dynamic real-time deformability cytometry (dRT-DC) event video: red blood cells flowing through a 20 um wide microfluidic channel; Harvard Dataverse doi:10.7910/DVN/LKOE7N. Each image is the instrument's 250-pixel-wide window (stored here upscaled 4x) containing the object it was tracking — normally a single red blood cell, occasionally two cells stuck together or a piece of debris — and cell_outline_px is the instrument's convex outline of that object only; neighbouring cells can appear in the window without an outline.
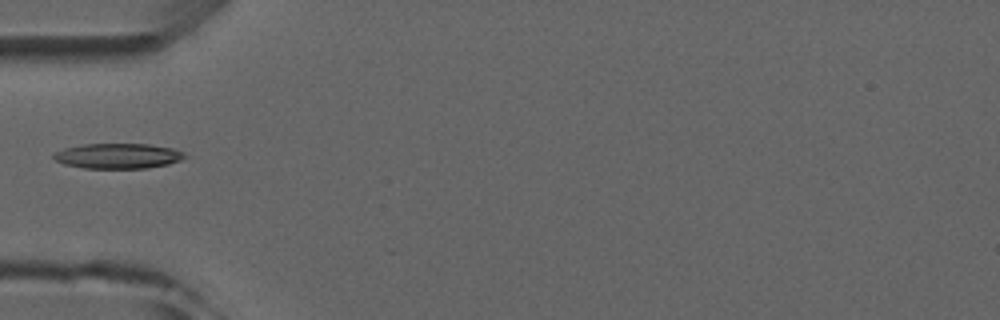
{"species": "common noctule bat (a hibernating species)", "species_latin": "Nyctalus noctula", "temperature_condition": "room temperature", "stored_images_in_passage": 6, "camera_frame_rate_fps": 3000, "um_per_image_px": 0.085, "animal": {"sex": "male", "forearm_length_mm": 52.5}, "frame": {"image": 1, "passage_image": 4, "time_ms": 3.667, "image_size_px": [1000, 320], "cell_outline_px": [[184, 156], [180, 160], [168, 164], [148, 168], [84, 168], [64, 164], [56, 160], [52, 156], [56, 152], [64, 148], [84, 144], [148, 144], [172, 148], [184, 152]], "centroid_in_image_um": [10.02, 13.25], "position_along_channel_um": 75.0, "area_um2": 19.07}}
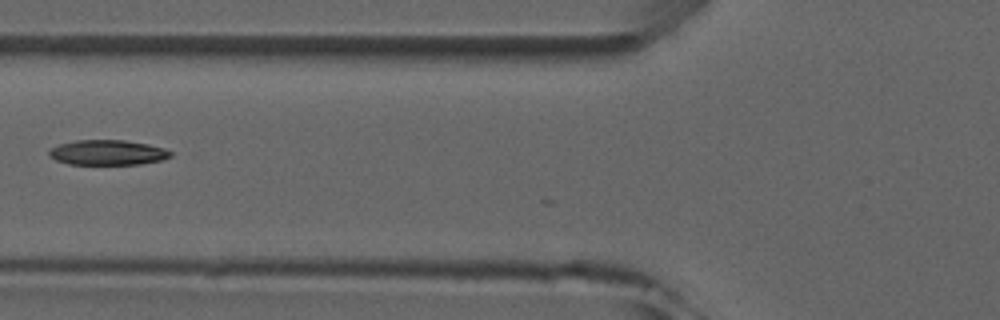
{"frame": {"image": 2, "passage_image": 5, "time_ms": 4.667, "image_size_px": [1000, 320], "cell_outline_px": [[172, 156], [164, 160], [140, 164], [68, 164], [56, 160], [48, 156], [48, 152], [52, 148], [60, 144], [76, 140], [124, 140], [148, 144], [164, 148], [172, 152]], "centroid_in_image_um": [9.17, 12.97], "position_along_channel_um": 116.6, "area_um2": 17.8}}